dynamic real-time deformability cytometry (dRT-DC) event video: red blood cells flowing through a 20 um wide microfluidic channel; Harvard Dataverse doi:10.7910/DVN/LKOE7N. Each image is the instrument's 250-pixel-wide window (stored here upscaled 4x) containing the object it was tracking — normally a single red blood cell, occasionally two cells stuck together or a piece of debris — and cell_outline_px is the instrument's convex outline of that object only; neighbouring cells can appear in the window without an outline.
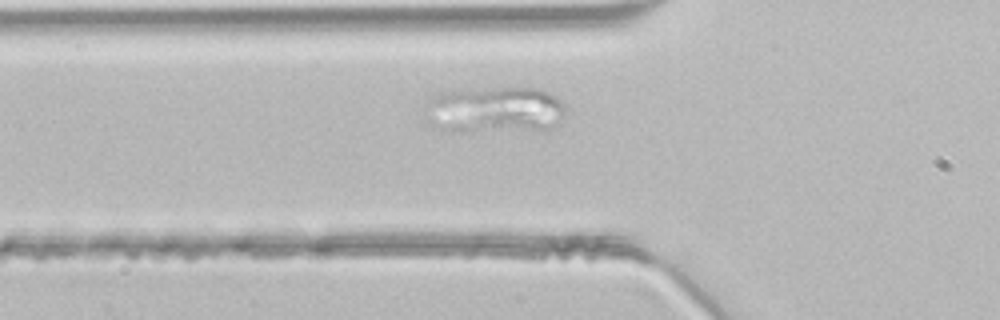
{"species": "common noctule bat (a hibernating species)", "species_latin": "Nyctalus noctula", "temperature_condition": "room temperature", "stored_images_in_passage": 39, "camera_frame_rate_fps": 3000, "um_per_image_px": 0.085, "animal": {"sex": "male", "body_mass_g": 21.5, "forearm_length_mm": 52.0}, "frame": {"image": 1, "passage_image": 7, "time_ms": 2.0, "image_size_px": [1000, 320], "cell_outline_px": [[564, 116], [560, 124], [556, 128], [452, 132], [440, 132], [428, 128], [428, 100], [432, 96], [440, 92], [468, 88], [540, 88], [556, 96], [564, 104]], "centroid_in_image_um": [42.0, 9.34], "position_along_channel_um": 83.8, "area_um2": 38.84}}
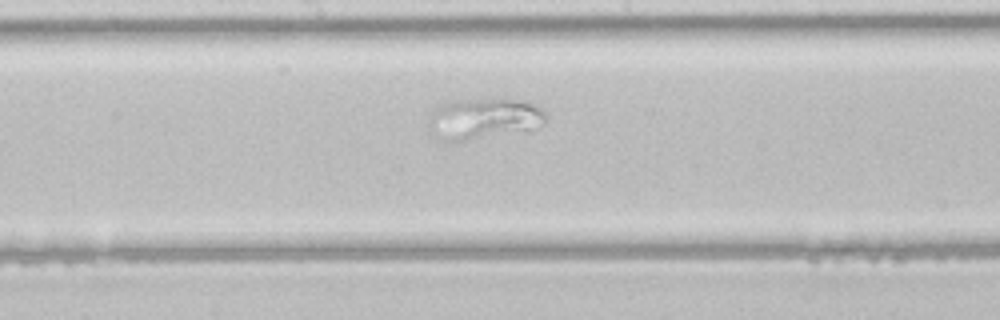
{"frame": {"image": 2, "passage_image": 16, "time_ms": 5.0, "image_size_px": [1000, 320], "cell_outline_px": [[548, 116], [544, 124], [528, 132], [460, 144], [444, 144], [428, 136], [424, 128], [428, 112], [436, 104], [456, 100], [528, 100], [544, 108]], "centroid_in_image_um": [40.98, 10.19], "position_along_channel_um": 207.2, "area_um2": 30.98}}
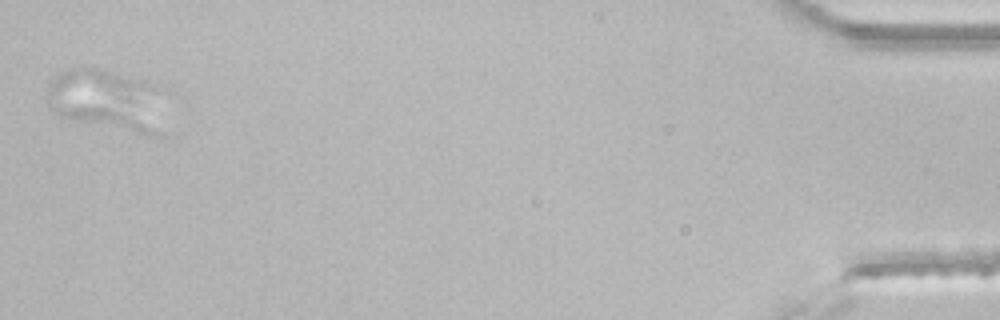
{"frame": {"image": 3, "passage_image": 39, "time_ms": 12.667, "image_size_px": [1000, 320], "cell_outline_px": [[160, 136], [156, 136], [60, 116], [48, 108], [48, 80], [68, 68], [96, 68], [144, 80]], "centroid_in_image_um": [8.73, 8.46], "position_along_channel_um": 426.5, "area_um2": 38.44}}